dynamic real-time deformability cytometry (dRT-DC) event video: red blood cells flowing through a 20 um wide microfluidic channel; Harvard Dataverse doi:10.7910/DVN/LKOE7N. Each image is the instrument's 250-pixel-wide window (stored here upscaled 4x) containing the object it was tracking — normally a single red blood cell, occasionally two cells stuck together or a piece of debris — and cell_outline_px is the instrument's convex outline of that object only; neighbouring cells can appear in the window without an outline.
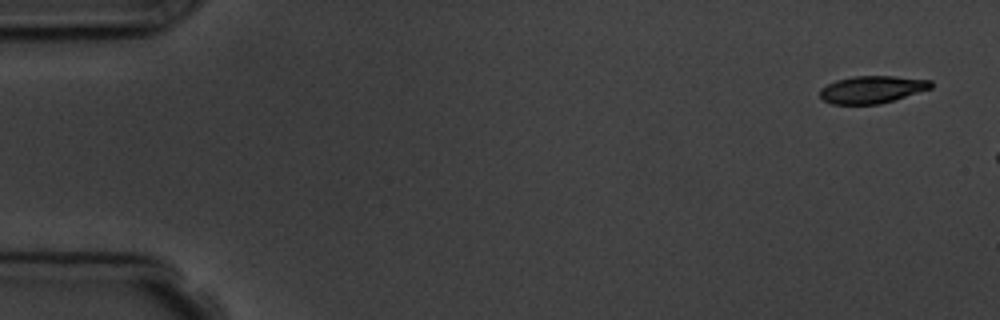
{"species": "common noctule bat (a hibernating species)", "species_latin": "Nyctalus noctula", "temperature_condition": "room temperature", "stored_images_in_passage": 3, "camera_frame_rate_fps": 3000, "um_per_image_px": 0.085, "animal": {"sex": "male", "body_mass_g": 19.5, "forearm_length_mm": 54.6}, "frame": {"image": 1, "passage_image": 1, "time_ms": 0.0, "image_size_px": [1000, 320], "cell_outline_px": [[932, 88], [880, 104], [832, 104], [824, 100], [820, 96], [820, 88], [836, 80], [852, 76], [896, 76], [932, 80]], "centroid_in_image_um": [74.12, 7.6], "position_along_channel_um": 10.9, "area_um2": 17.69}}